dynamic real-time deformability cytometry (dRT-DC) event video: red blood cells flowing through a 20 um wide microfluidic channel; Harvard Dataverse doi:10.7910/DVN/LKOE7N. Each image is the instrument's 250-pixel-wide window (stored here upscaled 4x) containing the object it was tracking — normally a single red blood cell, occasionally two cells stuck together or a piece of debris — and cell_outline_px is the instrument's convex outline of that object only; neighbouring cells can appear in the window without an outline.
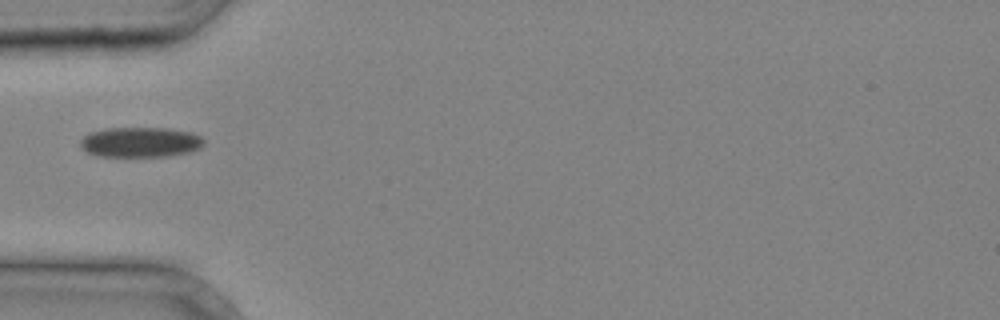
{"species": "common noctule bat (a hibernating species)", "species_latin": "Nyctalus noctula", "temperature_condition": "cold", "stored_images_in_passage": 1, "camera_frame_rate_fps": 3000, "um_per_image_px": 0.085, "animal": {"sex": "male", "body_mass_g": 20.4}, "frame": {"image": 1, "passage_image": 1, "time_ms": 0.0, "image_size_px": [1000, 320], "cell_outline_px": [[204, 144], [200, 148], [192, 152], [168, 156], [96, 156], [80, 148], [80, 140], [88, 132], [104, 128], [168, 128], [192, 132], [200, 136], [204, 140]], "centroid_in_image_um": [11.93, 12.08], "position_along_channel_um": 73.1, "area_um2": 21.96}}